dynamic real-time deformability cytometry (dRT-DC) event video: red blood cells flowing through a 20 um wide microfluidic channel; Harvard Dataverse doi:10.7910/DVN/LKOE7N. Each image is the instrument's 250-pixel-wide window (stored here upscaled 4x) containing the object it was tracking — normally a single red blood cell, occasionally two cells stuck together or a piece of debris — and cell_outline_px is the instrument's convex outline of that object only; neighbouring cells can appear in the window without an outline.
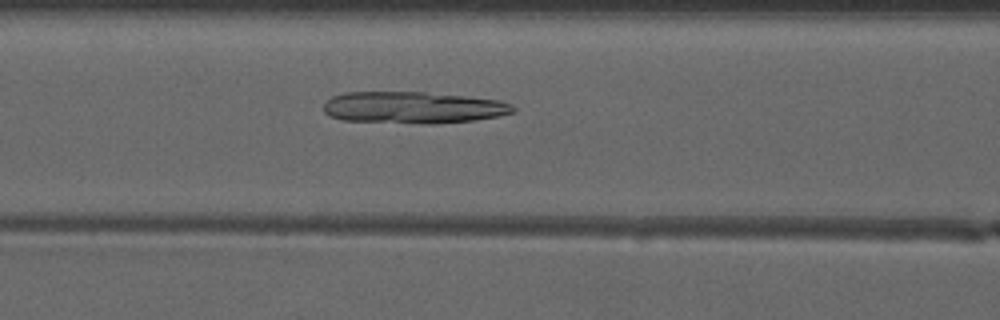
{"species": "common noctule bat (a hibernating species)", "species_latin": "Nyctalus noctula", "temperature_condition": "warm", "stored_images_in_passage": 50, "camera_frame_rate_fps": 3000, "um_per_image_px": 0.085, "animal": {"sex": "male", "forearm_length_mm": 52.5}, "frame": {"image": 1, "passage_image": 22, "time_ms": 7.0, "image_size_px": [1000, 320], "cell_outline_px": [[516, 112], [500, 116], [472, 120], [436, 124], [424, 124], [344, 120], [328, 116], [324, 112], [324, 104], [332, 96], [344, 92], [424, 92], [464, 96], [500, 100], [512, 104], [516, 108]], "centroid_in_image_um": [35.13, 9.14], "position_along_channel_um": 131.5, "area_um2": 35.32}}
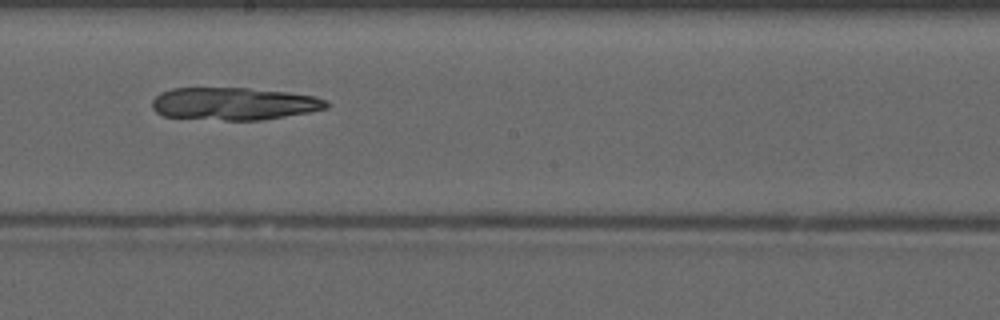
{"frame": {"image": 2, "passage_image": 29, "time_ms": 9.333, "image_size_px": [1000, 320], "cell_outline_px": [[328, 108], [308, 112], [264, 120], [224, 120], [164, 116], [156, 112], [152, 108], [152, 100], [160, 92], [172, 88], [248, 88], [288, 92], [316, 96], [328, 100]], "centroid_in_image_um": [19.9, 8.81], "position_along_channel_um": 228.3, "area_um2": 33.18}}
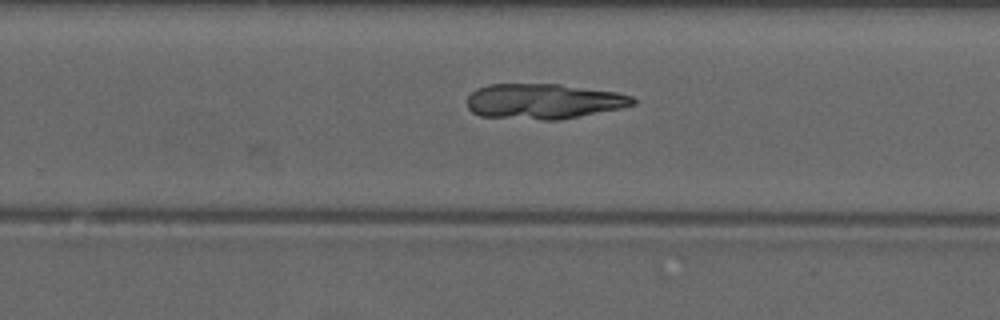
{"frame": {"image": 3, "passage_image": 33, "time_ms": 10.667, "image_size_px": [1000, 320], "cell_outline_px": [[636, 104], [620, 108], [560, 120], [540, 120], [480, 116], [472, 112], [468, 108], [468, 96], [476, 88], [488, 84], [560, 84], [616, 92], [632, 96], [636, 100]], "centroid_in_image_um": [46.19, 8.61], "position_along_channel_um": 283.6, "area_um2": 34.16}}